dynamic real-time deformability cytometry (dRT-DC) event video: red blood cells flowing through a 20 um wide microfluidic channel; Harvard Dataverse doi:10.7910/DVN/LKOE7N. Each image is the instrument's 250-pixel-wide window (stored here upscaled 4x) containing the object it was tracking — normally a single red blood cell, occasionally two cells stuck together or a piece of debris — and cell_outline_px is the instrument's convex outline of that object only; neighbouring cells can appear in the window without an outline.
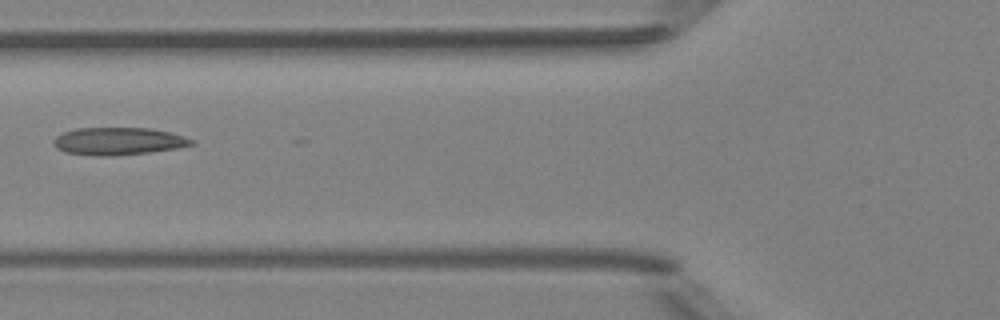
{"species": "Egyptian fruit bat (a non-hibernating species)", "species_latin": "Rousettus aegyptiacus", "temperature_condition": "room temperature", "stored_images_in_passage": 7, "camera_frame_rate_fps": 3000, "um_per_image_px": 0.085, "animal": {"sex": "female"}, "frame": {"image": 1, "passage_image": 6, "time_ms": 5.667, "image_size_px": [1000, 320], "cell_outline_px": [[196, 144], [176, 148], [148, 152], [116, 156], [96, 156], [64, 152], [56, 148], [52, 144], [52, 140], [56, 136], [64, 132], [76, 128], [152, 128], [184, 136], [192, 140]], "centroid_in_image_um": [10.01, 12.0], "position_along_channel_um": 115.8, "area_um2": 22.2}}
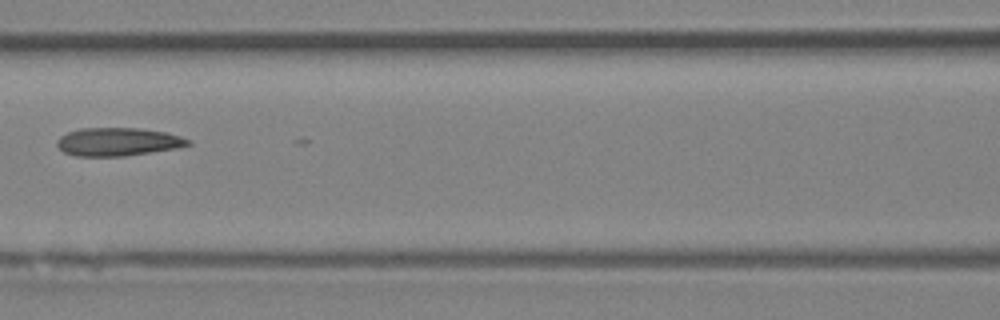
{"frame": {"image": 2, "passage_image": 7, "time_ms": 6.667, "image_size_px": [1000, 320], "cell_outline_px": [[192, 144], [176, 148], [124, 156], [76, 156], [64, 152], [56, 144], [56, 140], [60, 136], [68, 132], [80, 128], [140, 128], [164, 132], [180, 136], [192, 140]], "centroid_in_image_um": [10.02, 12.05], "position_along_channel_um": 156.6, "area_um2": 21.5}}